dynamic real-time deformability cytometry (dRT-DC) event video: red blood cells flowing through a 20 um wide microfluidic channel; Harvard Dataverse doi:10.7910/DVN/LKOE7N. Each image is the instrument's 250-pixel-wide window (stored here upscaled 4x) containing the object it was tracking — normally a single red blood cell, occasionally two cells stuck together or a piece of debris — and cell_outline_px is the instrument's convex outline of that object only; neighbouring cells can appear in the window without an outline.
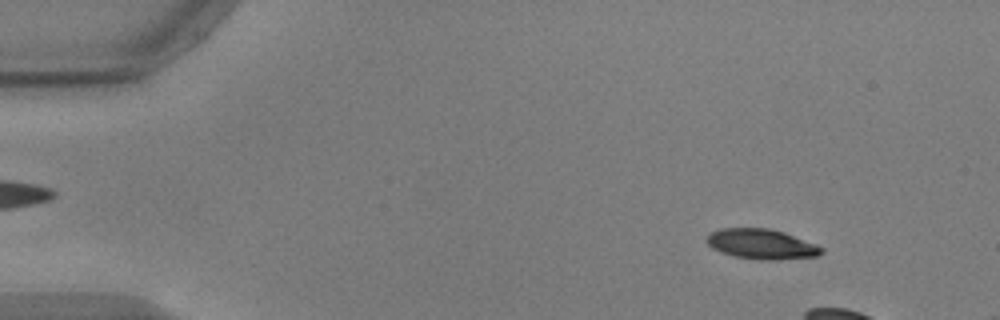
{"species": "common noctule bat (a hibernating species)", "species_latin": "Nyctalus noctula", "temperature_condition": "warm", "stored_images_in_passage": 12, "camera_frame_rate_fps": 3000, "um_per_image_px": 0.085, "animal": {"sex": "male", "body_mass_g": 17.9, "forearm_length_mm": 54.2}, "frame": {"image": 1, "passage_image": 6, "time_ms": 1.667, "image_size_px": [1000, 320], "cell_outline_px": [[824, 252], [816, 256], [776, 260], [760, 260], [736, 256], [720, 252], [712, 248], [708, 244], [708, 236], [712, 232], [720, 228], [768, 228], [784, 232], [816, 244], [824, 248]], "centroid_in_image_um": [64.76, 20.75], "position_along_channel_um": 20.2, "area_um2": 20.0}}